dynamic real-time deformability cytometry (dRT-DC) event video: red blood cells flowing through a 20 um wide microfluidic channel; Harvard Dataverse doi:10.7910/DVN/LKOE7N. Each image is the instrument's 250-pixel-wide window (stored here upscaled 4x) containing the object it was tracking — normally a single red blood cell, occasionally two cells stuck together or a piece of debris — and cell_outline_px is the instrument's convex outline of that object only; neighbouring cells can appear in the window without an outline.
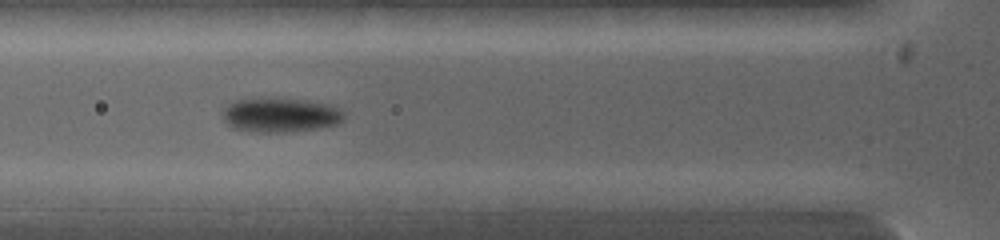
{"species": "common noctule bat (a hibernating species)", "species_latin": "Nyctalus noctula", "temperature_condition": "warm", "stored_images_in_passage": 11, "camera_frame_rate_fps": 5000, "um_per_image_px": 0.085, "animal": {"sex": "female", "body_mass_g": 19.0, "forearm_length_mm": 53.3}, "frame": {"image": 1, "passage_image": 7, "time_ms": 2.8, "image_size_px": [1000, 240], "cell_outline_px": [[344, 116], [336, 124], [316, 128], [288, 132], [248, 132], [232, 128], [224, 120], [224, 108], [228, 104], [236, 100], [304, 100], [324, 104], [336, 108]], "centroid_in_image_um": [23.76, 9.82], "position_along_channel_um": 102.0, "area_um2": 23.29}}
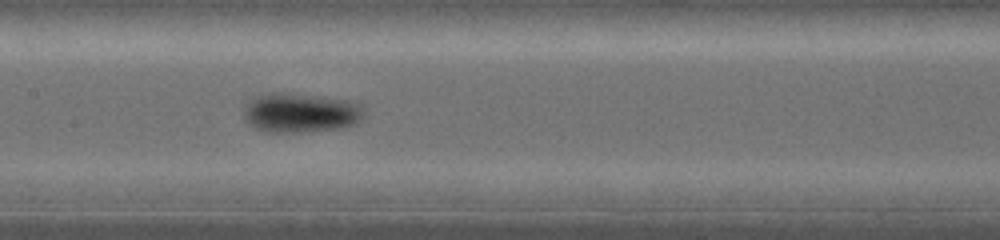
{"frame": {"image": 2, "passage_image": 10, "time_ms": 4.2, "image_size_px": [1000, 240], "cell_outline_px": [[364, 116], [356, 124], [344, 128], [308, 132], [264, 132], [248, 124], [244, 116], [244, 108], [256, 96], [268, 92], [292, 92], [348, 100], [360, 104], [364, 108]], "centroid_in_image_um": [25.58, 9.58], "position_along_channel_um": 181.8, "area_um2": 28.21}}